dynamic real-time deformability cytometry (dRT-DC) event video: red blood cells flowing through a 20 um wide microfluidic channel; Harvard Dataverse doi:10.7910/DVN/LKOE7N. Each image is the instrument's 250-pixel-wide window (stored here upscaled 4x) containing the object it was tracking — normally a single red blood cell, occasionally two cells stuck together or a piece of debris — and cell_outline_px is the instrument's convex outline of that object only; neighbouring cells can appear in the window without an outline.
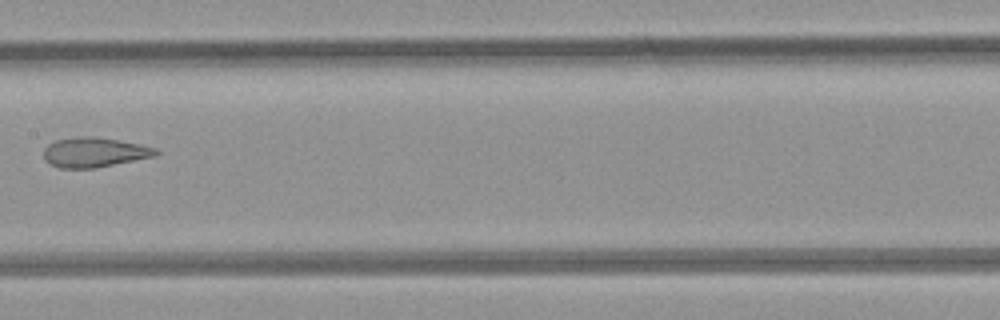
{"species": "common noctule bat (a hibernating species)", "species_latin": "Nyctalus noctula", "temperature_condition": "room temperature", "stored_images_in_passage": 6, "camera_frame_rate_fps": 3000, "um_per_image_px": 0.085, "animal": {"sex": "female", "body_mass_g": 21.9}, "frame": {"image": 1, "passage_image": 6, "time_ms": 5.667, "image_size_px": [1000, 320], "cell_outline_px": [[160, 152], [156, 156], [96, 168], [60, 168], [44, 160], [44, 148], [48, 144], [56, 140], [76, 136], [92, 136], [120, 140], [140, 144], [156, 148]], "centroid_in_image_um": [8.03, 12.94], "position_along_channel_um": 199.4, "area_um2": 19.59}}